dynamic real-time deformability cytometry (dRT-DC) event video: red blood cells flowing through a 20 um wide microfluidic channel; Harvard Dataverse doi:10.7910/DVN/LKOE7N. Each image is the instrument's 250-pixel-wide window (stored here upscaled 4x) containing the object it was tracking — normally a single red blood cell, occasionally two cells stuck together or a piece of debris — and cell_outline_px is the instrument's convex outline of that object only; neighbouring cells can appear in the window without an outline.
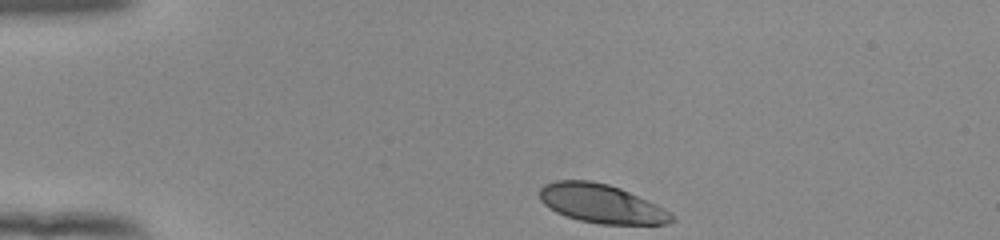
{"species": "human", "species_latin": "Homo sapiens", "temperature_condition": "room temperature", "stored_images_in_passage": 35, "camera_frame_rate_fps": 3000, "um_per_image_px": 0.085, "donor": {"sex": "female"}, "frame": {"image": 1, "passage_image": 1, "time_ms": 0.0, "image_size_px": [1000, 240], "cell_outline_px": [[676, 220], [668, 224], [600, 224], [580, 220], [556, 212], [544, 204], [540, 200], [540, 188], [544, 184], [556, 180], [588, 180], [608, 184], [620, 188], [656, 204], [664, 208], [676, 216]], "centroid_in_image_um": [51.14, 17.31], "position_along_channel_um": 33.9, "area_um2": 29.82}}
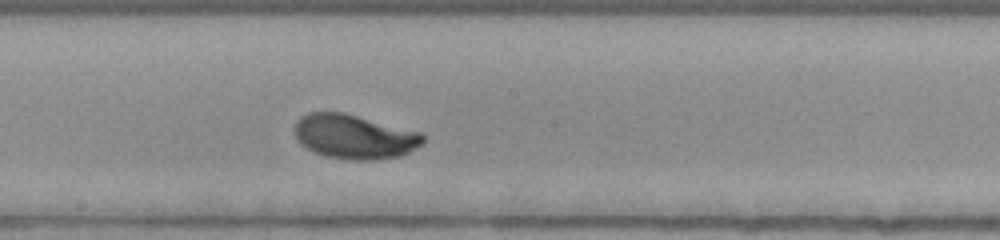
{"frame": {"image": 2, "passage_image": 20, "time_ms": 6.333, "image_size_px": [1000, 240], "cell_outline_px": [[424, 144], [400, 156], [376, 160], [348, 160], [324, 156], [312, 152], [300, 144], [296, 136], [296, 120], [300, 116], [308, 112], [344, 112], [420, 132], [424, 136]], "centroid_in_image_um": [30.11, 11.62], "position_along_channel_um": 218.1, "area_um2": 33.41}}
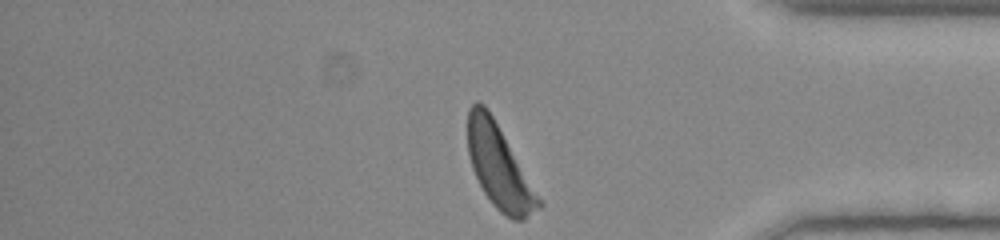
{"frame": {"image": 3, "passage_image": 35, "time_ms": 11.333, "image_size_px": [1000, 240], "cell_outline_px": [[544, 204], [540, 208], [524, 220], [512, 220], [500, 212], [492, 204], [484, 192], [472, 168], [468, 152], [468, 108], [476, 100], [484, 104], [492, 116]], "centroid_in_image_um": [42.42, 14.2], "position_along_channel_um": 392.8, "area_um2": 33.81}, "authors_computed_cell_mechanics": {"area_um2": 31.79, "velocity_mm_per_s": 3.8688, "shape_relaxation_time_tau1_ms": 2.7895, "shape_relaxation_time_tau2_ms": null, "deformation_change_tau1": 0.1796, "deformation_change_tau2": null}}